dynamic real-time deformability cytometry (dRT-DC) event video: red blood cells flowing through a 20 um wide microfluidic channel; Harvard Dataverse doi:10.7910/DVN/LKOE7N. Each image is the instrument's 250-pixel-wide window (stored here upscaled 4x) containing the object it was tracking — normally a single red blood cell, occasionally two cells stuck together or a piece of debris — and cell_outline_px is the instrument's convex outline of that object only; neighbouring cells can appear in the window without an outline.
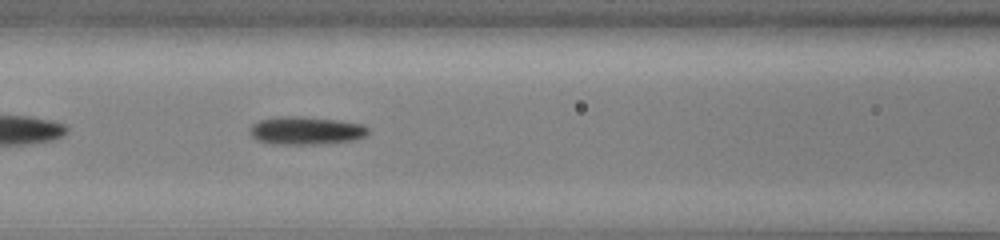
{"species": "common noctule bat (a hibernating species)", "species_latin": "Nyctalus noctula", "temperature_condition": "cold", "stored_images_in_passage": 43, "camera_frame_rate_fps": 3000, "um_per_image_px": 0.085, "animal": {"sex": "male", "body_mass_g": 13.0, "forearm_length_mm": 53.1}, "frame": {"image": 1, "passage_image": 14, "time_ms": 4.333, "image_size_px": [1000, 240], "cell_outline_px": [[368, 132], [364, 136], [356, 140], [316, 144], [272, 144], [256, 140], [252, 136], [248, 128], [252, 124], [260, 120], [280, 116], [296, 116], [336, 120], [364, 124], [368, 128]], "centroid_in_image_um": [25.98, 11.1], "position_along_channel_um": 140.6, "area_um2": 19.31}}
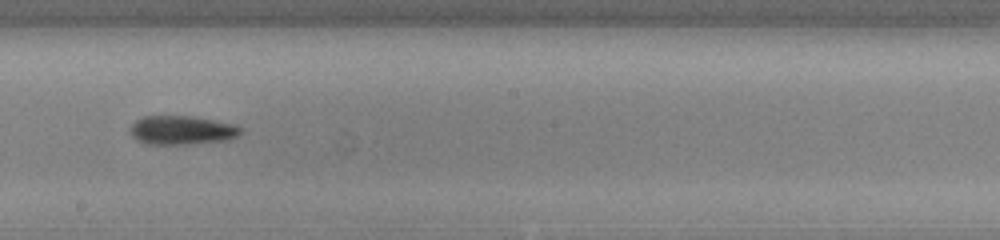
{"frame": {"image": 2, "passage_image": 21, "time_ms": 6.667, "image_size_px": [1000, 240], "cell_outline_px": [[240, 132], [236, 136], [228, 140], [184, 144], [148, 144], [136, 140], [132, 136], [128, 128], [136, 120], [144, 116], [192, 116], [232, 124], [240, 128]], "centroid_in_image_um": [15.38, 11.06], "position_along_channel_um": 232.8, "area_um2": 18.38}}
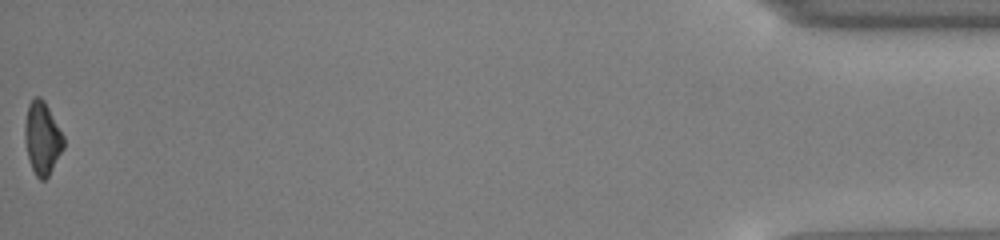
{"frame": {"image": 3, "passage_image": 43, "time_ms": 14.0, "image_size_px": [1000, 240], "cell_outline_px": [[64, 148], [48, 176], [44, 180], [40, 180], [36, 176], [32, 168], [28, 156], [24, 140], [24, 124], [28, 104], [36, 96], [40, 96], [44, 100], [64, 136]], "centroid_in_image_um": [3.58, 11.73], "position_along_channel_um": 431.6, "area_um2": 16.42}, "authors_computed_cell_mechanics": {"area_um2": 17.6868, "velocity_mm_per_s": 3.9598, "shape_relaxation_time_tau1_ms": 2.7786, "shape_relaxation_time_tau2_ms": 8.5292, "deformation_change_tau1": 0.0985, "deformation_change_tau2": 0.2059}}